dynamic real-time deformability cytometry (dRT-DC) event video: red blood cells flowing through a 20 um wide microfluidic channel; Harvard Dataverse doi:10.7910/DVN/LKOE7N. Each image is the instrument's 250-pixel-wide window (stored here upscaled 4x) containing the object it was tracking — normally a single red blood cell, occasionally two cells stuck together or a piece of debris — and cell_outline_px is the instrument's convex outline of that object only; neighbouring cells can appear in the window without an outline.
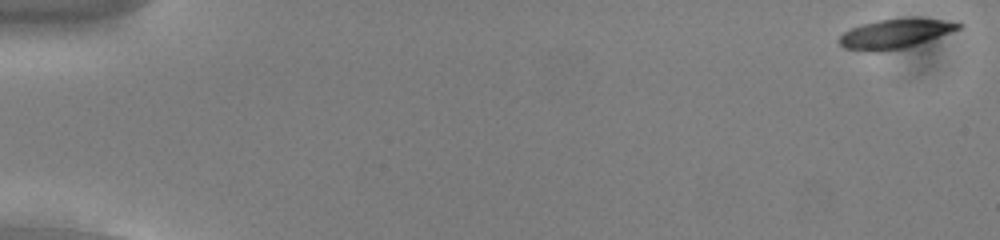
{"species": "common noctule bat (a hibernating species)", "species_latin": "Nyctalus noctula", "temperature_condition": "cold", "stored_images_in_passage": 9, "camera_frame_rate_fps": 3000, "um_per_image_px": 0.085, "animal": {"sex": "male", "body_mass_g": 13.0, "forearm_length_mm": 53.1}, "frame": {"image": 1, "passage_image": 1, "time_ms": 0.0, "image_size_px": [1000, 240], "cell_outline_px": [[964, 24], [960, 28], [904, 48], [876, 52], [868, 52], [844, 48], [836, 40], [844, 32], [852, 28], [876, 20], [940, 20]], "centroid_in_image_um": [75.96, 2.91], "position_along_channel_um": 9.0, "area_um2": 19.42}}